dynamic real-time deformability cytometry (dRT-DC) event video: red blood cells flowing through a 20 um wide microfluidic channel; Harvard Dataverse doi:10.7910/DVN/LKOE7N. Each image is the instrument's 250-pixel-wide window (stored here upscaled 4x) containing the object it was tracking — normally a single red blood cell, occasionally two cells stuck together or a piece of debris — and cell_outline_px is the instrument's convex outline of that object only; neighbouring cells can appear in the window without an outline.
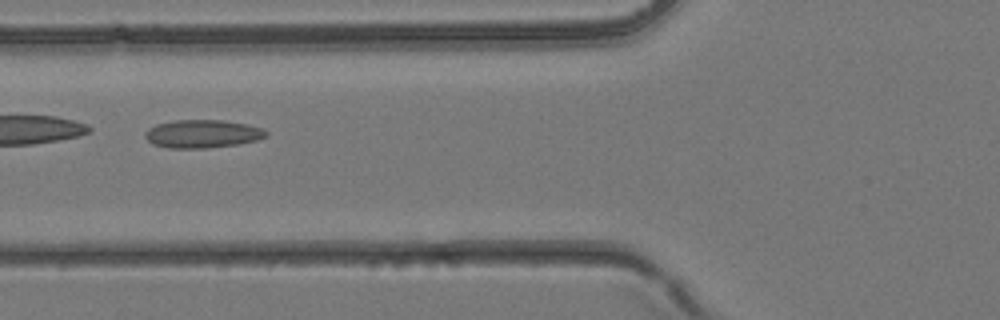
{"species": "common noctule bat (a hibernating species)", "species_latin": "Nyctalus noctula", "temperature_condition": "room temperature", "stored_images_in_passage": 27, "camera_frame_rate_fps": 3000, "um_per_image_px": 0.085, "animal": {"sex": "female", "body_mass_g": 24.6, "forearm_length_mm": 56.2}, "frame": {"image": 1, "passage_image": 5, "time_ms": 1.333, "image_size_px": [1000, 320], "cell_outline_px": [[268, 136], [256, 140], [240, 144], [208, 148], [168, 148], [152, 144], [144, 136], [144, 132], [148, 128], [156, 124], [176, 120], [224, 120], [264, 128], [268, 132]], "centroid_in_image_um": [17.21, 11.38], "position_along_channel_um": 108.6, "area_um2": 20.0}}